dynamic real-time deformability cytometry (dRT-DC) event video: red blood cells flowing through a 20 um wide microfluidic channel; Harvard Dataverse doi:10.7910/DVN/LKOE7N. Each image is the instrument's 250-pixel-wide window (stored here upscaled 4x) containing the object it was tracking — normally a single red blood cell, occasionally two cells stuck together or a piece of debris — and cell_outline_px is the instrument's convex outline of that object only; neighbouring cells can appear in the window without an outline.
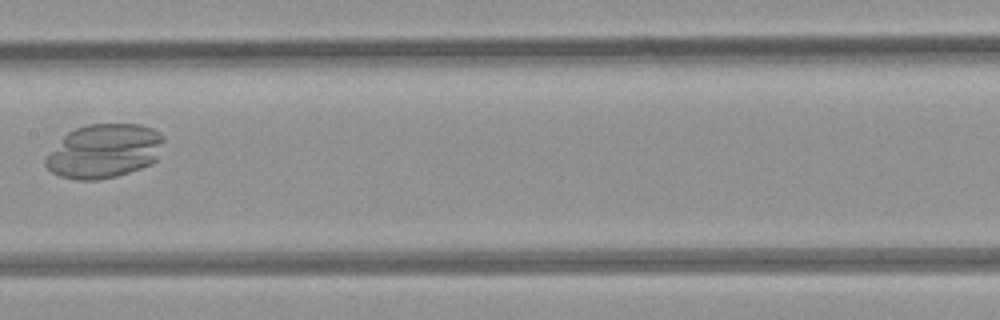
{"species": "common noctule bat (a hibernating species)", "species_latin": "Nyctalus noctula", "temperature_condition": "room temperature", "stored_images_in_passage": 5, "camera_frame_rate_fps": 3000, "um_per_image_px": 0.085, "animal": {"sex": "female", "body_mass_g": 21.9}, "frame": {"image": 1, "passage_image": 5, "time_ms": 5.333, "image_size_px": [1000, 320], "cell_outline_px": [[164, 140], [156, 160], [152, 164], [116, 176], [100, 180], [76, 180], [60, 176], [52, 172], [44, 164], [44, 160], [64, 136], [68, 132], [76, 128], [88, 124], [140, 124], [152, 128], [160, 132], [164, 136]], "centroid_in_image_um": [8.87, 12.84], "position_along_channel_um": 198.5, "area_um2": 37.11}}